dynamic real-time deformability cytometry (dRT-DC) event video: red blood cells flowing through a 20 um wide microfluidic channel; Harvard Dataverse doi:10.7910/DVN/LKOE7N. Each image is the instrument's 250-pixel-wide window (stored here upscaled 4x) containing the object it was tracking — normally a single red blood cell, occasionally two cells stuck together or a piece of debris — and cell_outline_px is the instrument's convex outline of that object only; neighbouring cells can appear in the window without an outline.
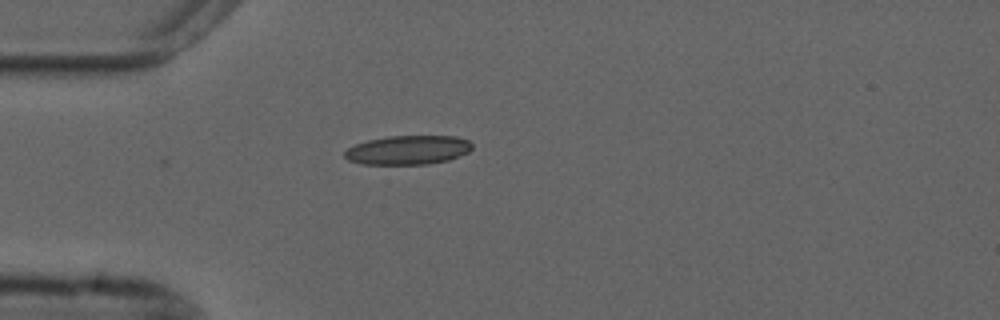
{"species": "common noctule bat (a hibernating species)", "species_latin": "Nyctalus noctula", "temperature_condition": "cold", "stored_images_in_passage": 30, "camera_frame_rate_fps": 3000, "um_per_image_px": 0.085, "animal": {"sex": "male", "forearm_length_mm": 52.5}, "frame": {"image": 1, "passage_image": 1, "time_ms": 0.0, "image_size_px": [1000, 320], "cell_outline_px": [[472, 148], [468, 152], [460, 156], [448, 160], [428, 164], [360, 164], [348, 160], [344, 156], [344, 152], [348, 148], [356, 144], [368, 140], [388, 136], [456, 136], [468, 140], [472, 144]], "centroid_in_image_um": [34.68, 12.75], "position_along_channel_um": 50.3, "area_um2": 21.62}}
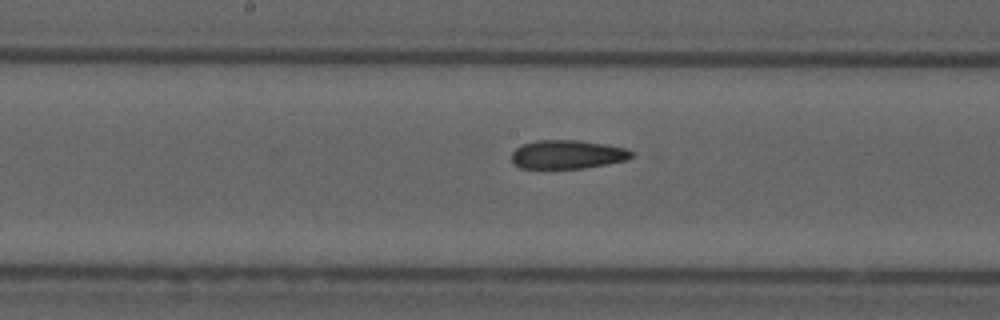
{"frame": {"image": 2, "passage_image": 14, "time_ms": 4.333, "image_size_px": [1000, 320], "cell_outline_px": [[632, 156], [628, 160], [584, 168], [520, 168], [512, 160], [512, 152], [516, 148], [524, 144], [536, 140], [580, 140], [604, 144], [624, 148], [632, 152]], "centroid_in_image_um": [48.23, 13.12], "position_along_channel_um": 200.0, "area_um2": 19.88}}
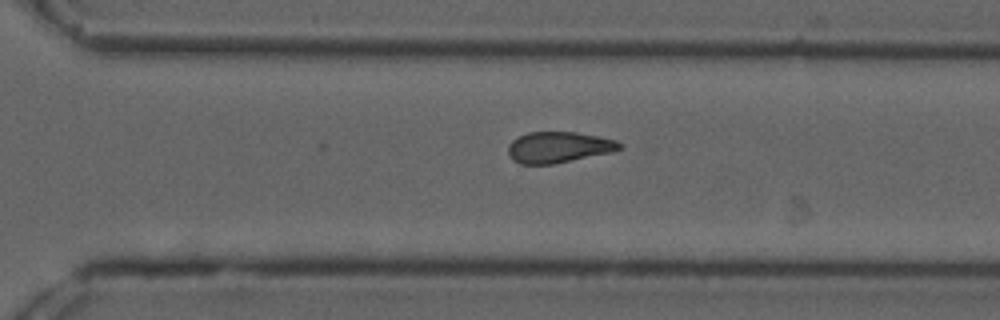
{"frame": {"image": 3, "passage_image": 24, "time_ms": 7.667, "image_size_px": [1000, 320], "cell_outline_px": [[624, 144], [620, 148], [612, 152], [556, 164], [520, 164], [512, 160], [508, 156], [508, 144], [512, 140], [528, 132], [576, 132], [616, 140]], "centroid_in_image_um": [47.46, 12.53], "position_along_channel_um": 323.1, "area_um2": 20.29}, "authors_computed_cell_mechanics": {"area_um2": 20.3456, "velocity_mm_per_s": 3.7119, "shape_relaxation_time_tau1_ms": null, "shape_relaxation_time_tau2_ms": 3.7534, "deformation_change_tau1": null, "deformation_change_tau2": 0.1154}}